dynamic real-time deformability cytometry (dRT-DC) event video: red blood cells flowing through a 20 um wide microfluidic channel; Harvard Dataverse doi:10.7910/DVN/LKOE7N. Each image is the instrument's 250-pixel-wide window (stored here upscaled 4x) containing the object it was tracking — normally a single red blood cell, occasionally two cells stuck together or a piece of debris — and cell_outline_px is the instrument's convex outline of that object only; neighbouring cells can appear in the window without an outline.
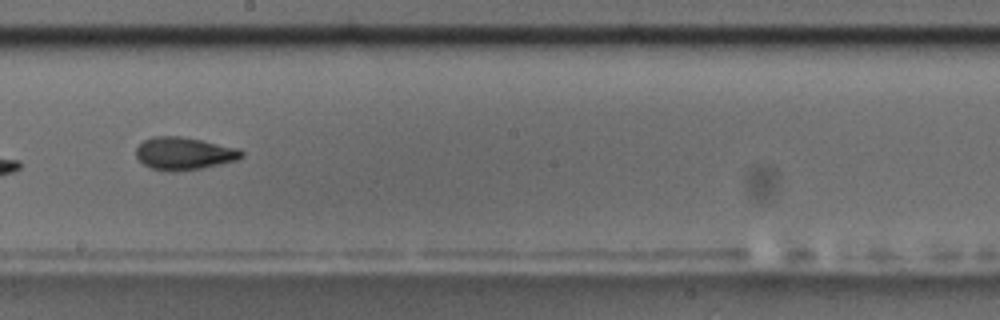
{"species": "common noctule bat (a hibernating species)", "species_latin": "Nyctalus noctula", "temperature_condition": "room temperature", "stored_images_in_passage": 11, "camera_frame_rate_fps": 3000, "um_per_image_px": 0.085, "animal": {"sex": "male", "body_mass_g": 17.5, "forearm_length_mm": 52.3}, "frame": {"image": 1, "passage_image": 10, "time_ms": 11.333, "image_size_px": [1000, 320], "cell_outline_px": [[244, 156], [236, 160], [220, 164], [200, 168], [176, 172], [172, 172], [152, 168], [144, 164], [136, 156], [136, 148], [144, 140], [152, 136], [180, 136], [240, 148], [244, 152]], "centroid_in_image_um": [15.66, 13.04], "position_along_channel_um": 232.5, "area_um2": 20.0}}
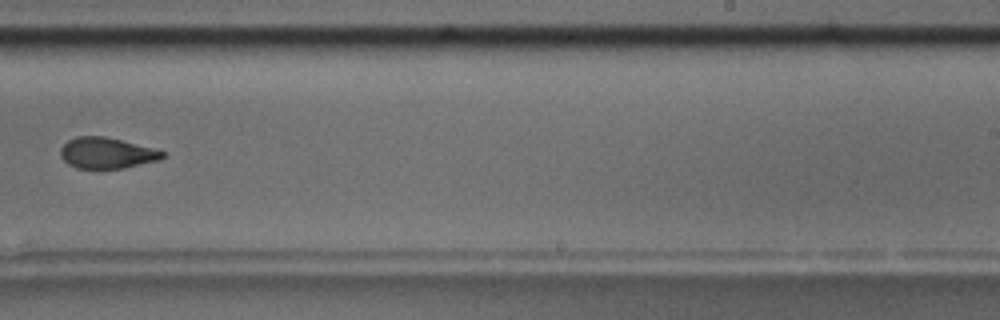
{"frame": {"image": 2, "passage_image": 11, "time_ms": 12.667, "image_size_px": [1000, 320], "cell_outline_px": [[164, 156], [156, 160], [124, 168], [76, 168], [68, 164], [60, 156], [60, 148], [68, 140], [76, 136], [104, 136], [152, 148], [164, 152]], "centroid_in_image_um": [9.0, 13.0], "position_along_channel_um": 280.0, "area_um2": 18.09}}